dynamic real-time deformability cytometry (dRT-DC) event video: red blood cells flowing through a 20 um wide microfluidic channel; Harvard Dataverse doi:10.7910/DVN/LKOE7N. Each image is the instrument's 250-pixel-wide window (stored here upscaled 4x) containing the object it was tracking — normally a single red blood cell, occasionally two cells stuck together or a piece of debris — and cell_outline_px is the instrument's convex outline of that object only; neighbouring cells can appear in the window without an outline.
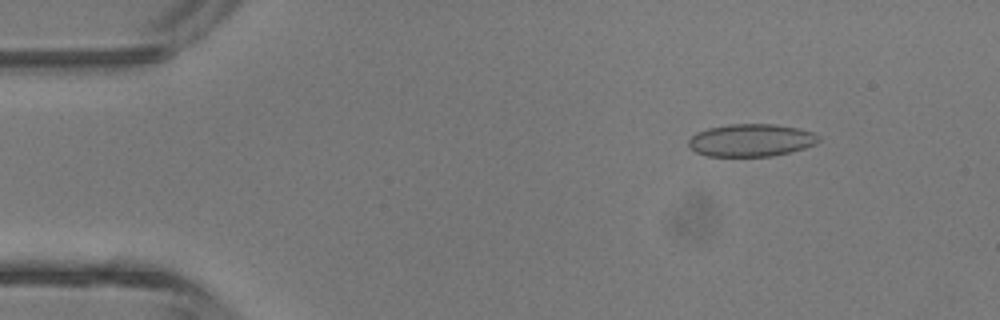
{"species": "common noctule bat (a hibernating species)", "species_latin": "Nyctalus noctula", "temperature_condition": "room temperature", "stored_images_in_passage": 3, "camera_frame_rate_fps": 3000, "um_per_image_px": 0.085, "animal": {"sex": "male", "body_mass_g": 13.3}, "frame": {"image": 1, "passage_image": 1, "time_ms": 0.0, "image_size_px": [1000, 320], "cell_outline_px": [[820, 140], [816, 144], [804, 148], [772, 156], [708, 156], [696, 152], [688, 144], [688, 140], [696, 132], [708, 128], [728, 124], [776, 124], [796, 128], [812, 132], [820, 136]], "centroid_in_image_um": [63.84, 11.91], "position_along_channel_um": 21.2, "area_um2": 24.62}}
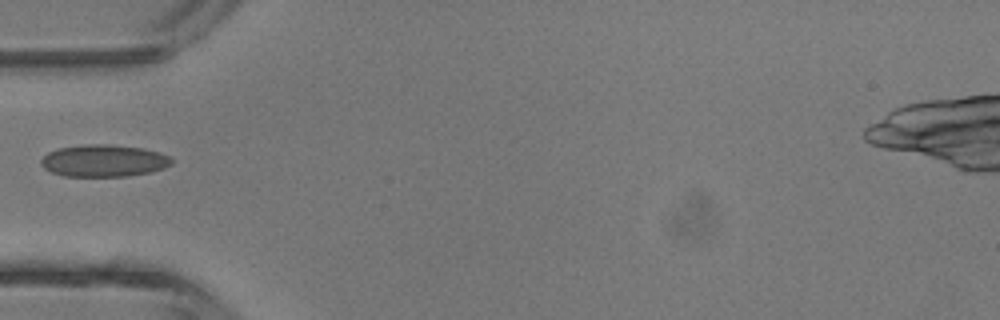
{"frame": {"image": 2, "passage_image": 3, "time_ms": 3.0, "image_size_px": [1000, 320], "cell_outline_px": [[172, 164], [164, 168], [152, 172], [128, 176], [64, 176], [52, 172], [44, 168], [40, 164], [40, 160], [48, 152], [60, 148], [84, 144], [112, 144], [144, 148], [160, 152], [168, 156], [172, 160]], "centroid_in_image_um": [8.84, 13.66], "position_along_channel_um": 76.2, "area_um2": 24.57}}